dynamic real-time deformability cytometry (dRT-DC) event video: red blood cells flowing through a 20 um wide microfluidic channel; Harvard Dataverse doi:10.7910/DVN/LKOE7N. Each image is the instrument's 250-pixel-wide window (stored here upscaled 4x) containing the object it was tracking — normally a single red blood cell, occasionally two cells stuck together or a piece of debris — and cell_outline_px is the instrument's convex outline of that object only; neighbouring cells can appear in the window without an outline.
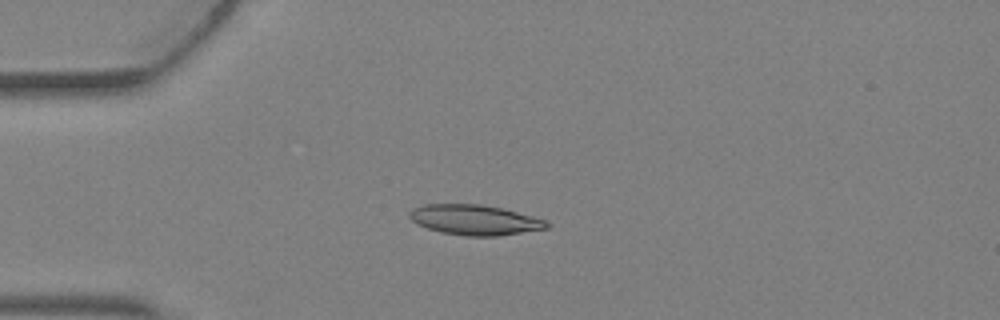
{"species": "Egyptian fruit bat (a non-hibernating species)", "species_latin": "Rousettus aegyptiacus", "temperature_condition": "warm", "stored_images_in_passage": 3, "camera_frame_rate_fps": 3000, "um_per_image_px": 0.085, "animal": {"sex": "female"}, "frame": {"image": 1, "passage_image": 2, "time_ms": 0.333, "image_size_px": [1000, 320], "cell_outline_px": [[552, 224], [548, 228], [500, 236], [468, 236], [440, 232], [416, 224], [408, 216], [412, 208], [424, 204], [480, 204], [504, 208], [532, 216], [544, 220]], "centroid_in_image_um": [40.36, 18.69], "position_along_channel_um": 44.6, "area_um2": 24.28}}